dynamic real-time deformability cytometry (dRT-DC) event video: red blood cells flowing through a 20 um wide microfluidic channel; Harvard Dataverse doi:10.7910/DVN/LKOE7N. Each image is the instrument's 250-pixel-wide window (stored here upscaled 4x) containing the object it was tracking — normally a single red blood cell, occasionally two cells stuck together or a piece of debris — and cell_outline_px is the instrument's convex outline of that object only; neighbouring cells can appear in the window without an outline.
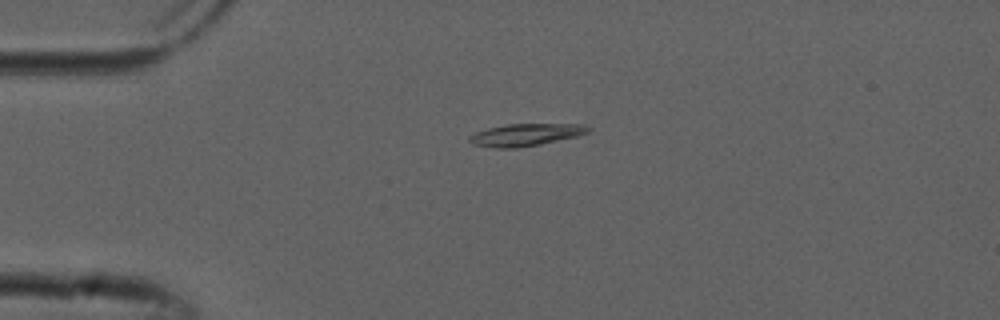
{"species": "common noctule bat (a hibernating species)", "species_latin": "Nyctalus noctula", "temperature_condition": "cold", "stored_images_in_passage": 26, "camera_frame_rate_fps": 3000, "um_per_image_px": 0.085, "animal": {"sex": "male", "forearm_length_mm": 52.5}, "frame": {"image": 1, "passage_image": 1, "time_ms": 0.0, "image_size_px": [1000, 320], "cell_outline_px": [[592, 128], [588, 132], [576, 136], [540, 144], [516, 148], [496, 148], [472, 144], [468, 140], [468, 136], [476, 132], [488, 128], [508, 124], [584, 124]], "centroid_in_image_um": [44.66, 11.45], "position_along_channel_um": 40.3, "area_um2": 15.32}}
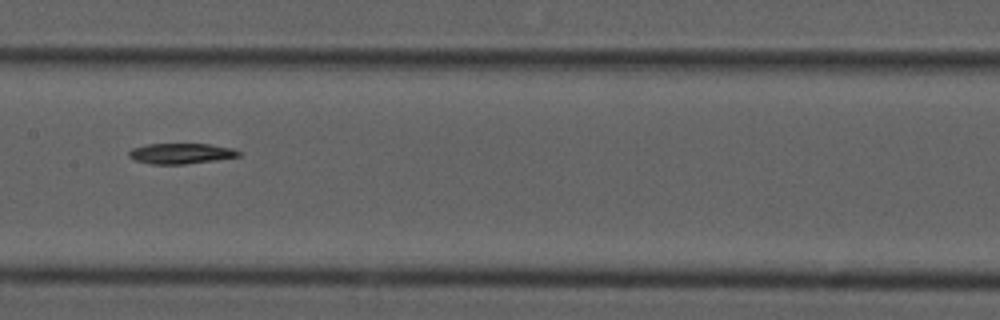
{"frame": {"image": 2, "passage_image": 15, "time_ms": 4.667, "image_size_px": [1000, 320], "cell_outline_px": [[240, 156], [216, 160], [184, 164], [152, 164], [136, 160], [128, 156], [128, 152], [132, 148], [148, 144], [208, 144], [232, 148], [240, 152]], "centroid_in_image_um": [15.37, 13.04], "position_along_channel_um": 192.0, "area_um2": 13.01}}
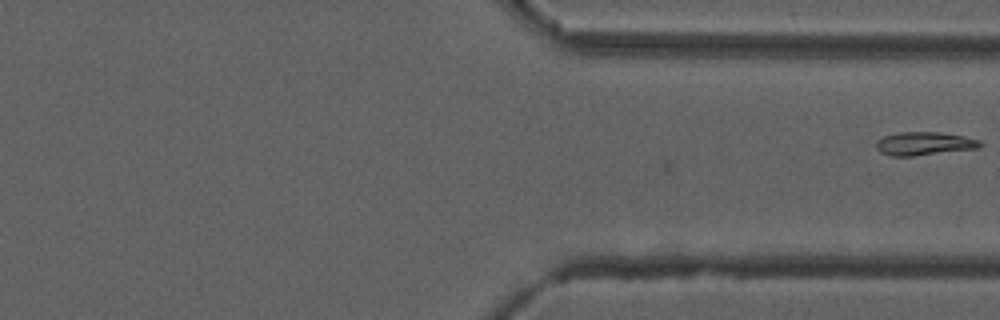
{"frame": {"image": 3, "passage_image": 26, "time_ms": 8.333, "image_size_px": [1000, 320], "cell_outline_px": [[980, 148], [912, 156], [892, 156], [880, 152], [876, 148], [876, 140], [884, 136], [900, 132], [940, 132], [964, 136], [980, 140]], "centroid_in_image_um": [78.54, 12.2], "position_along_channel_um": 332.9, "area_um2": 14.1}}